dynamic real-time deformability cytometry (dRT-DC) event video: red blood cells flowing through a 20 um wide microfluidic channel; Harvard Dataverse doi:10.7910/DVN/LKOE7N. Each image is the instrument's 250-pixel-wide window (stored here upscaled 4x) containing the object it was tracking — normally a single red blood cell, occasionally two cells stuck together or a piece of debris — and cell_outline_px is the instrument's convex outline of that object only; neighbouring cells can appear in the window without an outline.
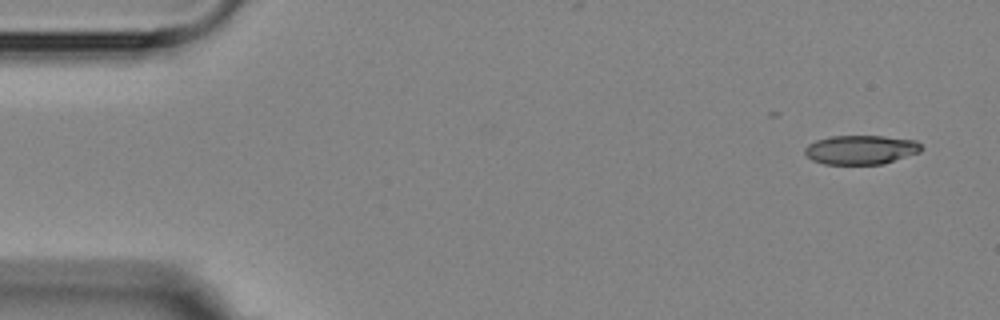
{"species": "Egyptian fruit bat (a non-hibernating species)", "species_latin": "Rousettus aegyptiacus", "temperature_condition": "room temperature", "stored_images_in_passage": 9, "camera_frame_rate_fps": 3000, "um_per_image_px": 0.085, "animal": {"sex": "female"}, "frame": {"image": 1, "passage_image": 1, "time_ms": 0.0, "image_size_px": [1000, 320], "cell_outline_px": [[924, 148], [920, 152], [884, 164], [824, 164], [812, 160], [804, 152], [804, 148], [808, 144], [816, 140], [832, 136], [884, 136], [916, 140]], "centroid_in_image_um": [73.19, 12.73], "position_along_channel_um": 11.8, "area_um2": 19.88}}
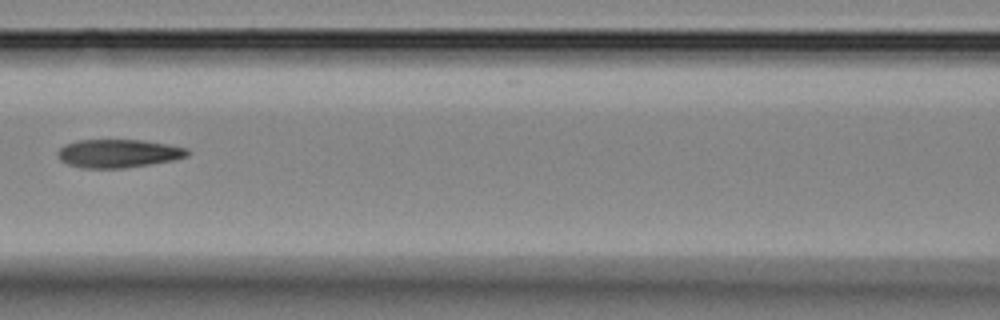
{"frame": {"image": 2, "passage_image": 7, "time_ms": 7.0, "image_size_px": [1000, 320], "cell_outline_px": [[192, 152], [188, 156], [176, 160], [124, 168], [80, 168], [68, 164], [60, 160], [56, 152], [64, 144], [76, 140], [144, 140], [168, 144], [188, 148]], "centroid_in_image_um": [10.09, 13.04], "position_along_channel_um": 156.5, "area_um2": 21.73}}
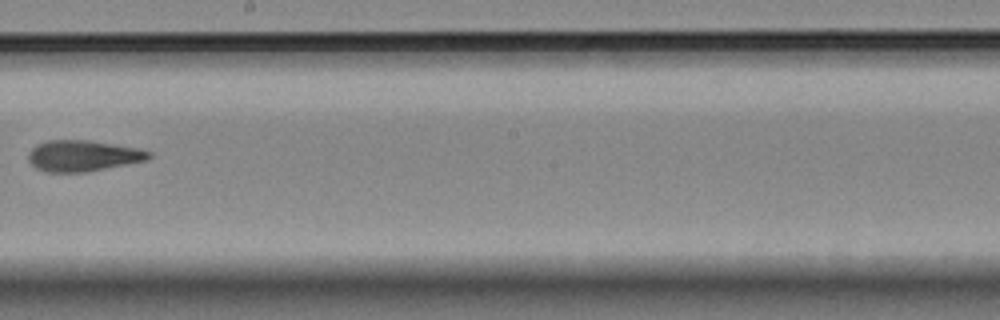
{"frame": {"image": 3, "passage_image": 9, "time_ms": 9.333, "image_size_px": [1000, 320], "cell_outline_px": [[152, 156], [148, 160], [88, 172], [44, 172], [36, 168], [28, 160], [28, 152], [36, 144], [48, 140], [88, 140], [136, 148], [152, 152]], "centroid_in_image_um": [7.03, 13.25], "position_along_channel_um": 241.2, "area_um2": 21.91}}